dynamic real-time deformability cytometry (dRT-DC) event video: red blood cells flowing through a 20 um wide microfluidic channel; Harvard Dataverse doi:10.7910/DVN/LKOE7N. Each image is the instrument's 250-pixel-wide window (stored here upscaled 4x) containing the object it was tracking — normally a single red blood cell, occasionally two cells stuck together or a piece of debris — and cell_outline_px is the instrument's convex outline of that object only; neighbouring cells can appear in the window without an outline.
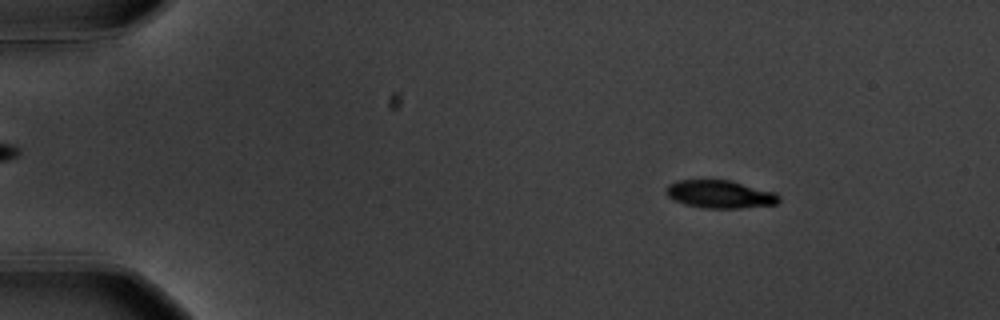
{"species": "common noctule bat (a hibernating species)", "species_latin": "Nyctalus noctula", "temperature_condition": "warm", "stored_images_in_passage": 56, "camera_frame_rate_fps": 3000, "um_per_image_px": 0.085, "animal": {"sex": "male", "body_mass_g": 20.1, "forearm_length_mm": 53.5}, "frame": {"image": 1, "passage_image": 7, "time_ms": 2.0, "image_size_px": [1000, 320], "cell_outline_px": [[780, 200], [776, 204], [740, 208], [704, 208], [684, 204], [668, 196], [668, 184], [680, 180], [728, 180], [776, 192], [780, 196]], "centroid_in_image_um": [61.25, 16.51], "position_along_channel_um": 23.8, "area_um2": 18.09}}
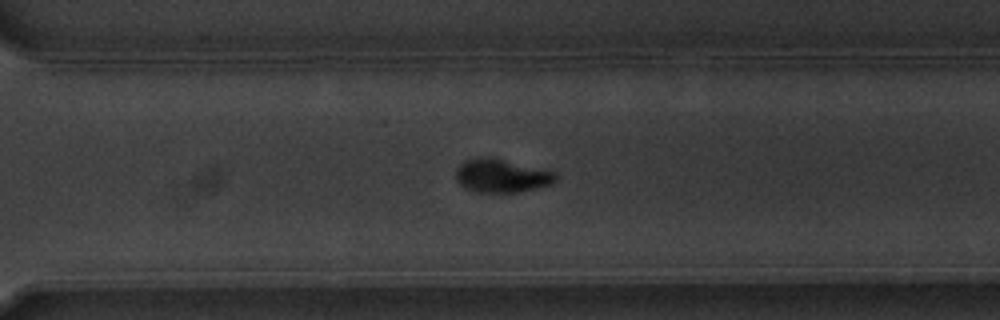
{"frame": {"image": 2, "passage_image": 40, "time_ms": 13.0, "image_size_px": [1000, 320], "cell_outline_px": [[560, 176], [552, 184], [516, 192], [480, 192], [464, 188], [456, 180], [456, 168], [464, 160], [476, 156], [492, 156], [556, 172]], "centroid_in_image_um": [42.62, 14.9], "position_along_channel_um": 328.0, "area_um2": 19.77}}
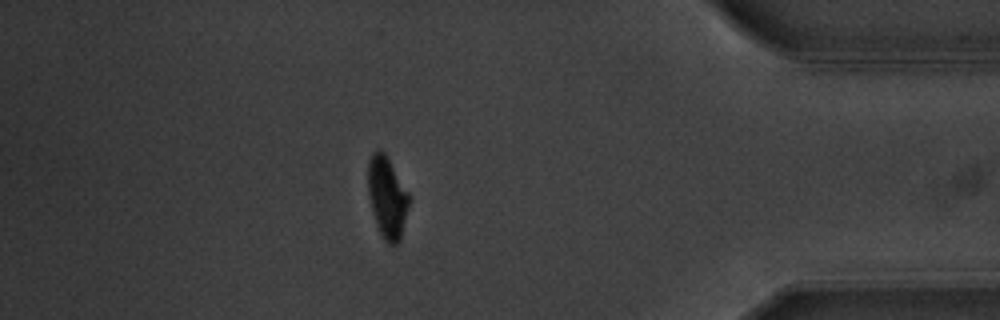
{"frame": {"image": 3, "passage_image": 49, "time_ms": 16.0, "image_size_px": [1000, 320], "cell_outline_px": [[412, 196], [400, 240], [396, 244], [388, 244], [384, 240], [376, 224], [368, 192], [368, 160], [372, 152], [380, 148], [384, 152]], "centroid_in_image_um": [32.94, 16.75], "position_along_channel_um": 402.3, "area_um2": 19.71}, "authors_computed_cell_mechanics": {"area_um2": 19.7676, "velocity_mm_per_s": 3.5805, "shape_relaxation_time_tau1_ms": 2.1807, "shape_relaxation_time_tau2_ms": 1.9558, "deformation_change_tau1": 0.1661, "deformation_change_tau2": 0.0555}}